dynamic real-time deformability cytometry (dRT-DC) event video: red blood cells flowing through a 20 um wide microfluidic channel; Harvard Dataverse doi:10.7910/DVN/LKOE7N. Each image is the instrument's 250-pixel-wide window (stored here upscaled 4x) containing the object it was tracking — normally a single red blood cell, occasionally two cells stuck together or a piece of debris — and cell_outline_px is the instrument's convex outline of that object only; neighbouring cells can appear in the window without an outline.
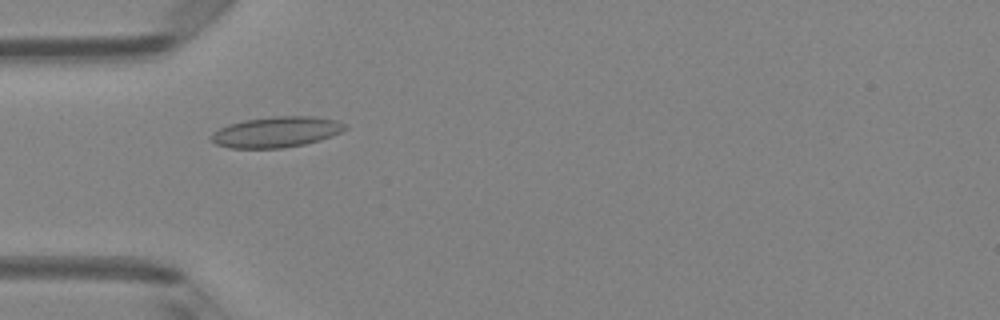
{"species": "Egyptian fruit bat (a non-hibernating species)", "species_latin": "Rousettus aegyptiacus", "temperature_condition": "room temperature", "stored_images_in_passage": 7, "camera_frame_rate_fps": 3000, "um_per_image_px": 0.085, "animal": {"sex": "female"}, "frame": {"image": 1, "passage_image": 4, "time_ms": 1.0, "image_size_px": [1000, 320], "cell_outline_px": [[348, 128], [340, 132], [320, 140], [304, 144], [284, 148], [228, 148], [216, 144], [208, 136], [220, 128], [228, 124], [244, 120], [272, 116], [312, 116], [336, 120], [344, 124]], "centroid_in_image_um": [23.46, 11.22], "position_along_channel_um": 61.5, "area_um2": 23.93}}
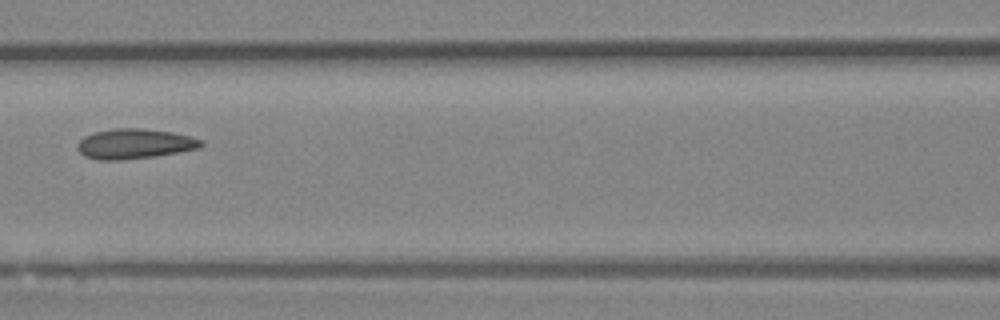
{"frame": {"image": 2, "passage_image": 6, "time_ms": 1.667, "image_size_px": [1000, 320], "cell_outline_px": [[204, 144], [200, 148], [180, 152], [156, 156], [120, 160], [100, 160], [84, 156], [76, 148], [76, 144], [84, 136], [96, 132], [116, 128], [144, 128], [172, 132], [204, 140]], "centroid_in_image_um": [11.45, 12.22], "position_along_channel_um": 155.1, "area_um2": 21.73}}
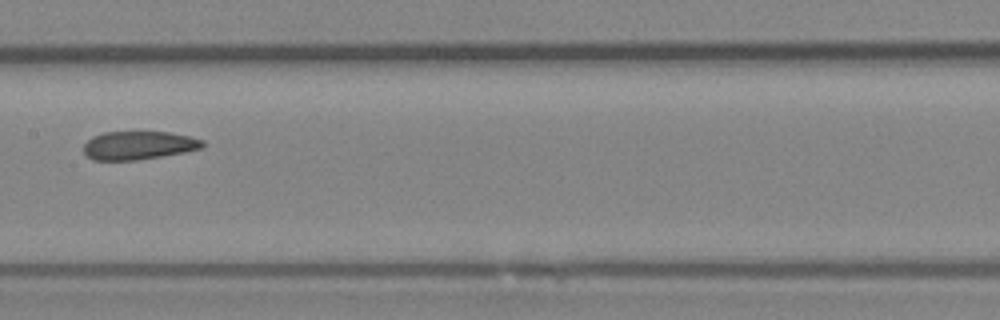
{"frame": {"image": 3, "passage_image": 7, "time_ms": 2.0, "image_size_px": [1000, 320], "cell_outline_px": [[204, 148], [184, 152], [136, 160], [92, 160], [84, 152], [84, 144], [92, 136], [104, 132], [168, 132], [192, 136], [204, 140]], "centroid_in_image_um": [11.8, 12.35], "position_along_channel_um": 195.6, "area_um2": 19.71}}